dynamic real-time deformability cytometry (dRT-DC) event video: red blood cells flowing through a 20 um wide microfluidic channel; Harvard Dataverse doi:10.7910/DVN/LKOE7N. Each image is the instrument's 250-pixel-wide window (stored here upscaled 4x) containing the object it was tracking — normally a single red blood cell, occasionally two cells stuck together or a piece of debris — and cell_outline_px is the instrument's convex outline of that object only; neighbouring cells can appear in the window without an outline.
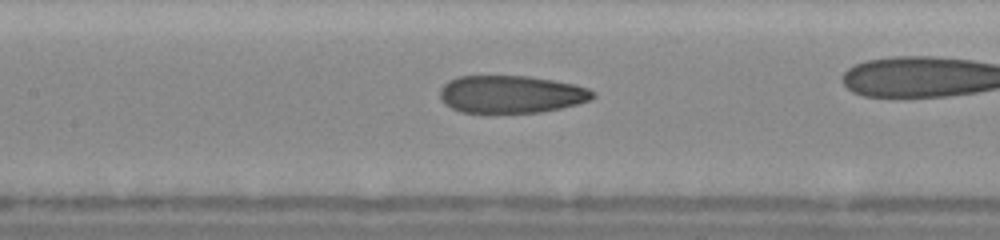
{"species": "human", "species_latin": "Homo sapiens", "temperature_condition": "cold", "stored_images_in_passage": 35, "camera_frame_rate_fps": 3000, "um_per_image_px": 0.085, "donor": {"sex": "female"}, "frame": {"image": 1, "passage_image": 21, "time_ms": 8.0, "image_size_px": [1000, 240], "cell_outline_px": [[596, 96], [592, 100], [560, 108], [540, 112], [492, 116], [460, 112], [444, 104], [440, 100], [440, 88], [448, 80], [456, 76], [528, 76], [552, 80], [572, 84], [588, 88], [596, 92]], "centroid_in_image_um": [43.39, 8.06], "position_along_channel_um": 164.0, "area_um2": 34.68}}